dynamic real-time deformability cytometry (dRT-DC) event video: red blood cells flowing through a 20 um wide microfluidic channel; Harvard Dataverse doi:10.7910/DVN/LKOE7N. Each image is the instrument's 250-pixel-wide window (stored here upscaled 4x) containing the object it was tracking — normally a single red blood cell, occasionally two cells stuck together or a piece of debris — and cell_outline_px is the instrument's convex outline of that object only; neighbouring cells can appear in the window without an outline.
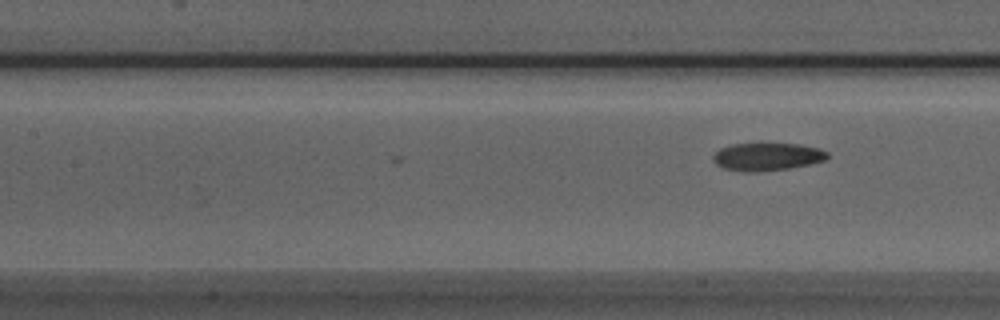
{"species": "Egyptian fruit bat (a non-hibernating species)", "species_latin": "Rousettus aegyptiacus", "temperature_condition": "room temperature", "stored_images_in_passage": 12, "camera_frame_rate_fps": 3000, "um_per_image_px": 0.085, "animal": {"sex": "male"}, "frame": {"image": 1, "passage_image": 12, "time_ms": 3.667, "image_size_px": [1000, 320], "cell_outline_px": [[828, 156], [824, 160], [808, 164], [788, 168], [756, 172], [744, 172], [724, 168], [716, 164], [712, 160], [712, 156], [720, 148], [732, 144], [760, 140], [800, 144], [820, 148], [828, 152]], "centroid_in_image_um": [65.17, 13.26], "position_along_channel_um": 142.2, "area_um2": 19.36}}